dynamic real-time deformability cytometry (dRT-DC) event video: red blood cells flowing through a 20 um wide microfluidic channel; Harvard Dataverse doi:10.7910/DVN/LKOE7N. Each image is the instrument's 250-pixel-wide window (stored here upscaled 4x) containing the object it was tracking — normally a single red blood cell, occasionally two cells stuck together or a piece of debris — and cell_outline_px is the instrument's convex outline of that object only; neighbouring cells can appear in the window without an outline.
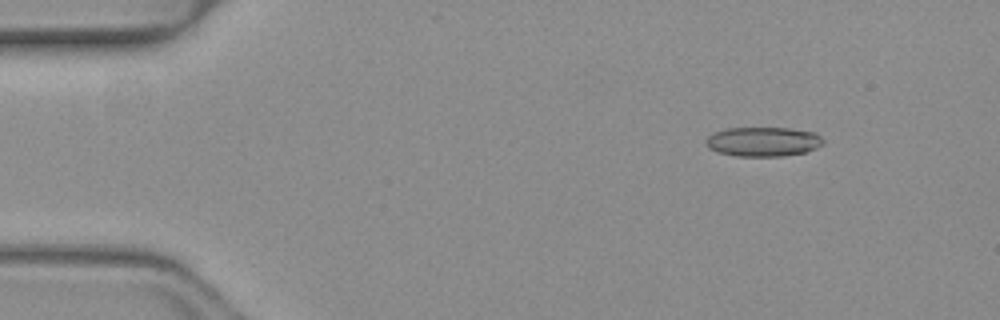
{"species": "common noctule bat (a hibernating species)", "species_latin": "Nyctalus noctula", "temperature_condition": "warm", "stored_images_in_passage": 42, "camera_frame_rate_fps": 3000, "um_per_image_px": 0.085, "animal": {"sex": "female", "body_mass_g": 19.3, "forearm_length_mm": 54.1}, "frame": {"image": 1, "passage_image": 1, "time_ms": 0.0, "image_size_px": [1000, 320], "cell_outline_px": [[824, 144], [816, 148], [804, 152], [780, 156], [736, 156], [716, 152], [708, 148], [704, 144], [704, 140], [712, 132], [728, 128], [788, 128], [816, 132], [824, 140]], "centroid_in_image_um": [64.83, 12.04], "position_along_channel_um": 20.2, "area_um2": 20.35}}
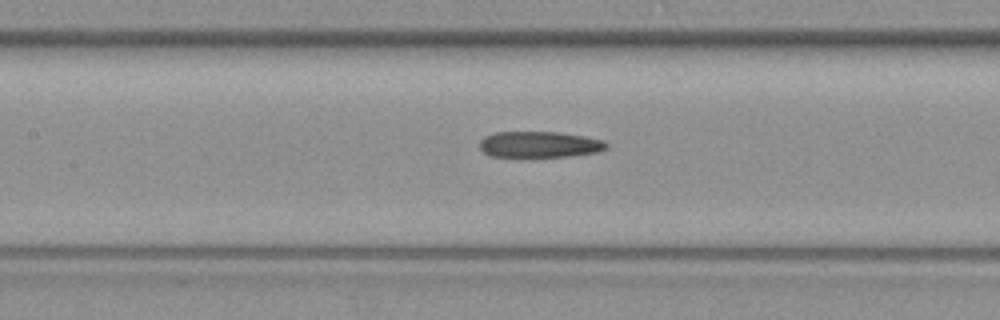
{"frame": {"image": 2, "passage_image": 18, "time_ms": 5.667, "image_size_px": [1000, 320], "cell_outline_px": [[608, 148], [600, 152], [568, 156], [492, 156], [484, 152], [480, 148], [480, 140], [484, 136], [492, 132], [560, 132], [584, 136], [604, 140], [608, 144]], "centroid_in_image_um": [45.89, 12.26], "position_along_channel_um": 161.5, "area_um2": 19.31}}
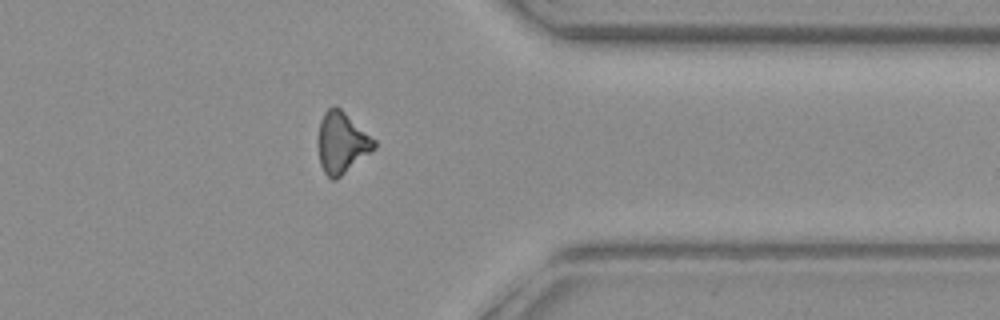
{"frame": {"image": 3, "passage_image": 35, "time_ms": 11.333, "image_size_px": [1000, 320], "cell_outline_px": [[376, 148], [336, 180], [332, 180], [324, 172], [320, 164], [316, 140], [320, 120], [324, 112], [332, 104], [336, 104], [376, 140]], "centroid_in_image_um": [29.02, 12.11], "position_along_channel_um": 382.4, "area_um2": 20.4}, "authors_computed_cell_mechanics": {"area_um2": 20.5768, "velocity_mm_per_s": 4.0949, "shape_relaxation_time_tau1_ms": null, "shape_relaxation_time_tau2_ms": 8.1156, "deformation_change_tau1": null, "deformation_change_tau2": 0.2396}}